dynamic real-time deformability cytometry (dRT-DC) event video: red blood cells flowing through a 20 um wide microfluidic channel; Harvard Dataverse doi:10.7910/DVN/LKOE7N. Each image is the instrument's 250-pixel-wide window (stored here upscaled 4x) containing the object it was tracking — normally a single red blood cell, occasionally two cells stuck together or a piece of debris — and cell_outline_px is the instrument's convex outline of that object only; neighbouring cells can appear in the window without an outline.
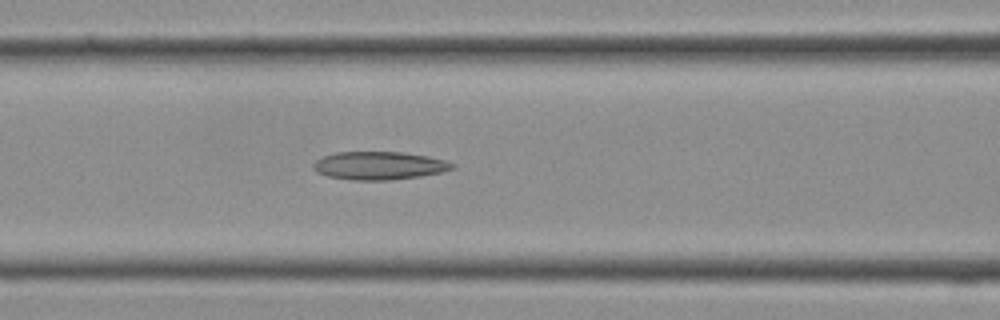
{"species": "Egyptian fruit bat (a non-hibernating species)", "species_latin": "Rousettus aegyptiacus", "temperature_condition": "cold", "stored_images_in_passage": 13, "camera_frame_rate_fps": 3000, "um_per_image_px": 0.085, "frame": {"image": 1, "passage_image": 11, "time_ms": 3.333, "image_size_px": [1000, 320], "cell_outline_px": [[456, 168], [440, 172], [420, 176], [388, 180], [352, 180], [328, 176], [316, 172], [312, 168], [312, 164], [316, 160], [324, 156], [336, 152], [400, 152], [428, 156], [444, 160], [456, 164]], "centroid_in_image_um": [32.21, 14.08], "position_along_channel_um": 134.4, "area_um2": 22.72}}
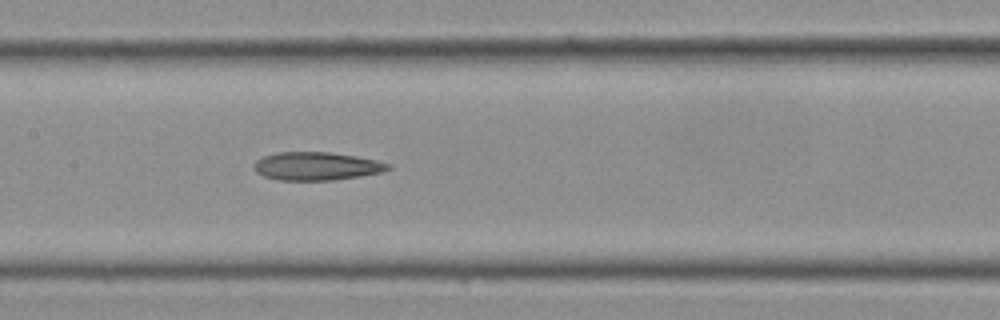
{"frame": {"image": 2, "passage_image": 13, "time_ms": 4.0, "image_size_px": [1000, 320], "cell_outline_px": [[392, 168], [380, 172], [360, 176], [332, 180], [280, 180], [264, 176], [256, 172], [252, 168], [252, 164], [256, 160], [264, 156], [280, 152], [328, 152], [356, 156], [376, 160], [392, 164]], "centroid_in_image_um": [26.89, 14.12], "position_along_channel_um": 180.5, "area_um2": 22.02}}